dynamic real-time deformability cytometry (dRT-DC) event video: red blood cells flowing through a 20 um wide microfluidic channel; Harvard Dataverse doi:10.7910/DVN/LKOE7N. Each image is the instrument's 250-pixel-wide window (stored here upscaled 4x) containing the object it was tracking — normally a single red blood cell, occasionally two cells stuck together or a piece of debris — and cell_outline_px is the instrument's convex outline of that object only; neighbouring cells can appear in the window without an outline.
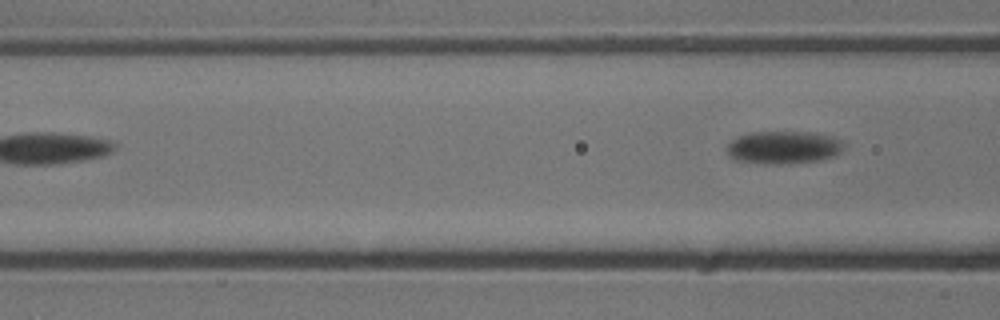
{"species": "common noctule bat (a hibernating species)", "species_latin": "Nyctalus noctula", "temperature_condition": "cold", "stored_images_in_passage": 4, "camera_frame_rate_fps": 3000, "um_per_image_px": 0.085, "animal": {"sex": "male", "body_mass_g": 13.3}, "frame": {"image": 1, "passage_image": 4, "time_ms": 1.0, "image_size_px": [1000, 320], "cell_outline_px": [[844, 148], [836, 156], [820, 160], [776, 164], [764, 164], [732, 160], [728, 152], [728, 144], [732, 140], [748, 132], [816, 132], [832, 136], [844, 140]], "centroid_in_image_um": [66.64, 12.52], "position_along_channel_um": 100.0, "area_um2": 22.6}}